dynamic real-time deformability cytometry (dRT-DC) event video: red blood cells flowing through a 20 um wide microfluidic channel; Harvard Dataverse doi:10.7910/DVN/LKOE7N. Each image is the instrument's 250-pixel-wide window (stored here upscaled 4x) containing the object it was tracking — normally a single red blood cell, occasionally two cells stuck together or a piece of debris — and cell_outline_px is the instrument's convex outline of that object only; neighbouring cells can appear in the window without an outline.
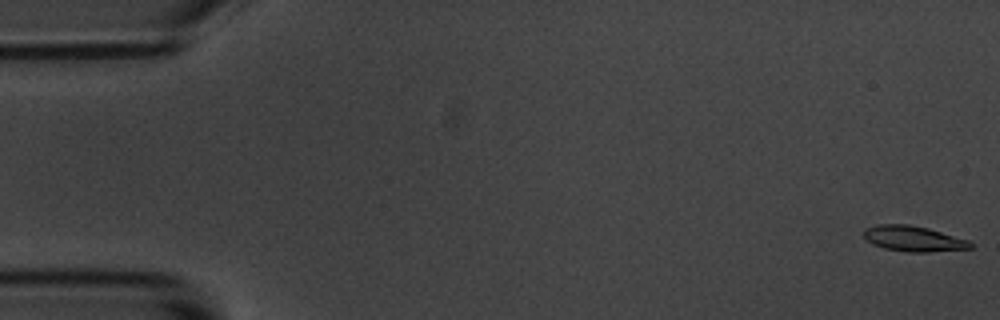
{"species": "common noctule bat (a hibernating species)", "species_latin": "Nyctalus noctula", "temperature_condition": "room temperature", "stored_images_in_passage": 6, "camera_frame_rate_fps": 3000, "um_per_image_px": 0.085, "animal": {"sex": "male", "body_mass_g": 20.1, "forearm_length_mm": 53.5}, "frame": {"image": 1, "passage_image": 1, "time_ms": 0.0, "image_size_px": [1000, 320], "cell_outline_px": [[976, 244], [972, 248], [928, 252], [908, 252], [884, 248], [872, 244], [864, 236], [864, 228], [880, 224], [908, 224], [928, 228], [968, 240]], "centroid_in_image_um": [77.66, 20.29], "position_along_channel_um": 7.3, "area_um2": 15.84}}
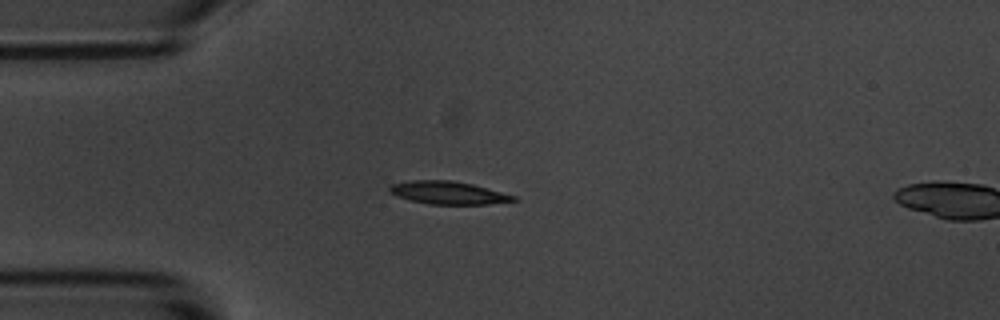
{"frame": {"image": 2, "passage_image": 5, "time_ms": 4.667, "image_size_px": [1000, 320], "cell_outline_px": [[520, 200], [488, 204], [432, 204], [412, 200], [388, 192], [388, 188], [392, 184], [412, 180], [452, 180], [472, 184], [516, 196]], "centroid_in_image_um": [38.13, 16.38], "position_along_channel_um": 46.9, "area_um2": 16.3}}